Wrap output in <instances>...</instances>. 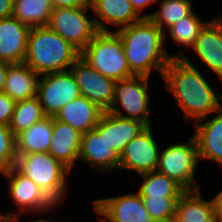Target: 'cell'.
Instances as JSON below:
<instances>
[{"label":"cell","instance_id":"cell-19","mask_svg":"<svg viewBox=\"0 0 222 222\" xmlns=\"http://www.w3.org/2000/svg\"><path fill=\"white\" fill-rule=\"evenodd\" d=\"M90 6L99 16L93 18L98 31H112L103 21L120 29L143 19L136 13L129 0H91Z\"/></svg>","mask_w":222,"mask_h":222},{"label":"cell","instance_id":"cell-6","mask_svg":"<svg viewBox=\"0 0 222 222\" xmlns=\"http://www.w3.org/2000/svg\"><path fill=\"white\" fill-rule=\"evenodd\" d=\"M160 151L156 167L158 172L174 180L185 191L200 189L194 179L199 159L198 145L194 136L189 138L188 143L168 145Z\"/></svg>","mask_w":222,"mask_h":222},{"label":"cell","instance_id":"cell-17","mask_svg":"<svg viewBox=\"0 0 222 222\" xmlns=\"http://www.w3.org/2000/svg\"><path fill=\"white\" fill-rule=\"evenodd\" d=\"M192 49L210 70L222 79V15L218 14L201 30Z\"/></svg>","mask_w":222,"mask_h":222},{"label":"cell","instance_id":"cell-31","mask_svg":"<svg viewBox=\"0 0 222 222\" xmlns=\"http://www.w3.org/2000/svg\"><path fill=\"white\" fill-rule=\"evenodd\" d=\"M16 157V136L9 126L0 124V172L13 167Z\"/></svg>","mask_w":222,"mask_h":222},{"label":"cell","instance_id":"cell-10","mask_svg":"<svg viewBox=\"0 0 222 222\" xmlns=\"http://www.w3.org/2000/svg\"><path fill=\"white\" fill-rule=\"evenodd\" d=\"M0 173L9 181V194L14 203L19 205V213L13 215L12 212H8L7 215H3L4 218H21L19 216L28 210L40 213V211L46 212L53 207L56 208L38 185L14 166Z\"/></svg>","mask_w":222,"mask_h":222},{"label":"cell","instance_id":"cell-33","mask_svg":"<svg viewBox=\"0 0 222 222\" xmlns=\"http://www.w3.org/2000/svg\"><path fill=\"white\" fill-rule=\"evenodd\" d=\"M54 8H81L91 5V0H51Z\"/></svg>","mask_w":222,"mask_h":222},{"label":"cell","instance_id":"cell-29","mask_svg":"<svg viewBox=\"0 0 222 222\" xmlns=\"http://www.w3.org/2000/svg\"><path fill=\"white\" fill-rule=\"evenodd\" d=\"M209 21H202L194 11L167 28L174 43L192 48L201 30Z\"/></svg>","mask_w":222,"mask_h":222},{"label":"cell","instance_id":"cell-34","mask_svg":"<svg viewBox=\"0 0 222 222\" xmlns=\"http://www.w3.org/2000/svg\"><path fill=\"white\" fill-rule=\"evenodd\" d=\"M13 0H0V19L12 17Z\"/></svg>","mask_w":222,"mask_h":222},{"label":"cell","instance_id":"cell-9","mask_svg":"<svg viewBox=\"0 0 222 222\" xmlns=\"http://www.w3.org/2000/svg\"><path fill=\"white\" fill-rule=\"evenodd\" d=\"M79 96V87L70 70L48 73L38 80L37 98L48 117H55L67 103Z\"/></svg>","mask_w":222,"mask_h":222},{"label":"cell","instance_id":"cell-13","mask_svg":"<svg viewBox=\"0 0 222 222\" xmlns=\"http://www.w3.org/2000/svg\"><path fill=\"white\" fill-rule=\"evenodd\" d=\"M150 128L147 127L125 146L120 155L119 169L134 170L140 175L156 170L160 148Z\"/></svg>","mask_w":222,"mask_h":222},{"label":"cell","instance_id":"cell-16","mask_svg":"<svg viewBox=\"0 0 222 222\" xmlns=\"http://www.w3.org/2000/svg\"><path fill=\"white\" fill-rule=\"evenodd\" d=\"M30 30L14 17L0 19V62H24Z\"/></svg>","mask_w":222,"mask_h":222},{"label":"cell","instance_id":"cell-28","mask_svg":"<svg viewBox=\"0 0 222 222\" xmlns=\"http://www.w3.org/2000/svg\"><path fill=\"white\" fill-rule=\"evenodd\" d=\"M45 117V112L37 97L17 101L14 106L9 128L13 134L17 136Z\"/></svg>","mask_w":222,"mask_h":222},{"label":"cell","instance_id":"cell-8","mask_svg":"<svg viewBox=\"0 0 222 222\" xmlns=\"http://www.w3.org/2000/svg\"><path fill=\"white\" fill-rule=\"evenodd\" d=\"M89 8H54L47 26L81 52L98 32Z\"/></svg>","mask_w":222,"mask_h":222},{"label":"cell","instance_id":"cell-18","mask_svg":"<svg viewBox=\"0 0 222 222\" xmlns=\"http://www.w3.org/2000/svg\"><path fill=\"white\" fill-rule=\"evenodd\" d=\"M81 133L53 117V133L48 153L70 171L79 160Z\"/></svg>","mask_w":222,"mask_h":222},{"label":"cell","instance_id":"cell-12","mask_svg":"<svg viewBox=\"0 0 222 222\" xmlns=\"http://www.w3.org/2000/svg\"><path fill=\"white\" fill-rule=\"evenodd\" d=\"M135 193L93 200V208L105 216L104 222H156L144 207L141 196Z\"/></svg>","mask_w":222,"mask_h":222},{"label":"cell","instance_id":"cell-41","mask_svg":"<svg viewBox=\"0 0 222 222\" xmlns=\"http://www.w3.org/2000/svg\"><path fill=\"white\" fill-rule=\"evenodd\" d=\"M221 82H222V79H221ZM221 95V100H222V94H220ZM221 109H222V103H221Z\"/></svg>","mask_w":222,"mask_h":222},{"label":"cell","instance_id":"cell-4","mask_svg":"<svg viewBox=\"0 0 222 222\" xmlns=\"http://www.w3.org/2000/svg\"><path fill=\"white\" fill-rule=\"evenodd\" d=\"M14 167L38 185L55 205L63 202L71 171L49 153L17 155Z\"/></svg>","mask_w":222,"mask_h":222},{"label":"cell","instance_id":"cell-5","mask_svg":"<svg viewBox=\"0 0 222 222\" xmlns=\"http://www.w3.org/2000/svg\"><path fill=\"white\" fill-rule=\"evenodd\" d=\"M80 56L99 73L115 81L134 76L128 67L121 37L116 31H98Z\"/></svg>","mask_w":222,"mask_h":222},{"label":"cell","instance_id":"cell-14","mask_svg":"<svg viewBox=\"0 0 222 222\" xmlns=\"http://www.w3.org/2000/svg\"><path fill=\"white\" fill-rule=\"evenodd\" d=\"M146 128L147 126L141 121L104 112L94 130L97 133H105V141L109 148L121 155L125 146Z\"/></svg>","mask_w":222,"mask_h":222},{"label":"cell","instance_id":"cell-15","mask_svg":"<svg viewBox=\"0 0 222 222\" xmlns=\"http://www.w3.org/2000/svg\"><path fill=\"white\" fill-rule=\"evenodd\" d=\"M79 159L93 169L96 166L101 173H110L120 166V154L109 148L105 133H97L94 129L81 135Z\"/></svg>","mask_w":222,"mask_h":222},{"label":"cell","instance_id":"cell-25","mask_svg":"<svg viewBox=\"0 0 222 222\" xmlns=\"http://www.w3.org/2000/svg\"><path fill=\"white\" fill-rule=\"evenodd\" d=\"M54 7L51 0H13L12 17L27 26H47Z\"/></svg>","mask_w":222,"mask_h":222},{"label":"cell","instance_id":"cell-2","mask_svg":"<svg viewBox=\"0 0 222 222\" xmlns=\"http://www.w3.org/2000/svg\"><path fill=\"white\" fill-rule=\"evenodd\" d=\"M122 40L126 61L134 75L150 76L152 69L162 75L175 55L165 50L166 32L150 19L122 27L116 31Z\"/></svg>","mask_w":222,"mask_h":222},{"label":"cell","instance_id":"cell-7","mask_svg":"<svg viewBox=\"0 0 222 222\" xmlns=\"http://www.w3.org/2000/svg\"><path fill=\"white\" fill-rule=\"evenodd\" d=\"M148 79L149 76L134 75L127 79L116 80L114 98L107 112L119 117L141 121L150 127L152 120L148 108L150 99ZM119 103L128 115H124L121 110L115 107Z\"/></svg>","mask_w":222,"mask_h":222},{"label":"cell","instance_id":"cell-20","mask_svg":"<svg viewBox=\"0 0 222 222\" xmlns=\"http://www.w3.org/2000/svg\"><path fill=\"white\" fill-rule=\"evenodd\" d=\"M103 113L94 102L80 95L67 103L54 118L85 134L97 126Z\"/></svg>","mask_w":222,"mask_h":222},{"label":"cell","instance_id":"cell-35","mask_svg":"<svg viewBox=\"0 0 222 222\" xmlns=\"http://www.w3.org/2000/svg\"><path fill=\"white\" fill-rule=\"evenodd\" d=\"M216 222H222V191H220L213 199Z\"/></svg>","mask_w":222,"mask_h":222},{"label":"cell","instance_id":"cell-21","mask_svg":"<svg viewBox=\"0 0 222 222\" xmlns=\"http://www.w3.org/2000/svg\"><path fill=\"white\" fill-rule=\"evenodd\" d=\"M217 114L211 120L203 118L195 122L193 136L197 141L199 159H211L222 166V109Z\"/></svg>","mask_w":222,"mask_h":222},{"label":"cell","instance_id":"cell-3","mask_svg":"<svg viewBox=\"0 0 222 222\" xmlns=\"http://www.w3.org/2000/svg\"><path fill=\"white\" fill-rule=\"evenodd\" d=\"M80 51L48 26L32 27L24 62L39 76L67 71Z\"/></svg>","mask_w":222,"mask_h":222},{"label":"cell","instance_id":"cell-37","mask_svg":"<svg viewBox=\"0 0 222 222\" xmlns=\"http://www.w3.org/2000/svg\"><path fill=\"white\" fill-rule=\"evenodd\" d=\"M10 63L0 62V93L3 92L5 85V77Z\"/></svg>","mask_w":222,"mask_h":222},{"label":"cell","instance_id":"cell-22","mask_svg":"<svg viewBox=\"0 0 222 222\" xmlns=\"http://www.w3.org/2000/svg\"><path fill=\"white\" fill-rule=\"evenodd\" d=\"M38 77L25 62L9 64L3 92L15 102L35 98Z\"/></svg>","mask_w":222,"mask_h":222},{"label":"cell","instance_id":"cell-30","mask_svg":"<svg viewBox=\"0 0 222 222\" xmlns=\"http://www.w3.org/2000/svg\"><path fill=\"white\" fill-rule=\"evenodd\" d=\"M144 207L156 222H173L180 197H141Z\"/></svg>","mask_w":222,"mask_h":222},{"label":"cell","instance_id":"cell-26","mask_svg":"<svg viewBox=\"0 0 222 222\" xmlns=\"http://www.w3.org/2000/svg\"><path fill=\"white\" fill-rule=\"evenodd\" d=\"M141 176L143 182L137 191L141 197H180L185 192L178 183L157 170Z\"/></svg>","mask_w":222,"mask_h":222},{"label":"cell","instance_id":"cell-1","mask_svg":"<svg viewBox=\"0 0 222 222\" xmlns=\"http://www.w3.org/2000/svg\"><path fill=\"white\" fill-rule=\"evenodd\" d=\"M166 89L172 93L184 113V119L197 122L221 109L217 89L213 90L202 73L180 51L163 70Z\"/></svg>","mask_w":222,"mask_h":222},{"label":"cell","instance_id":"cell-27","mask_svg":"<svg viewBox=\"0 0 222 222\" xmlns=\"http://www.w3.org/2000/svg\"><path fill=\"white\" fill-rule=\"evenodd\" d=\"M159 7L160 9L152 14L145 12L142 18L150 19L162 31L193 12L190 0H161Z\"/></svg>","mask_w":222,"mask_h":222},{"label":"cell","instance_id":"cell-32","mask_svg":"<svg viewBox=\"0 0 222 222\" xmlns=\"http://www.w3.org/2000/svg\"><path fill=\"white\" fill-rule=\"evenodd\" d=\"M15 101L6 93H0V124L9 126L14 112Z\"/></svg>","mask_w":222,"mask_h":222},{"label":"cell","instance_id":"cell-38","mask_svg":"<svg viewBox=\"0 0 222 222\" xmlns=\"http://www.w3.org/2000/svg\"><path fill=\"white\" fill-rule=\"evenodd\" d=\"M0 222H20V219L19 218H3Z\"/></svg>","mask_w":222,"mask_h":222},{"label":"cell","instance_id":"cell-11","mask_svg":"<svg viewBox=\"0 0 222 222\" xmlns=\"http://www.w3.org/2000/svg\"><path fill=\"white\" fill-rule=\"evenodd\" d=\"M69 70L79 87L80 95L107 112L114 98L115 80L99 73L81 56Z\"/></svg>","mask_w":222,"mask_h":222},{"label":"cell","instance_id":"cell-36","mask_svg":"<svg viewBox=\"0 0 222 222\" xmlns=\"http://www.w3.org/2000/svg\"><path fill=\"white\" fill-rule=\"evenodd\" d=\"M129 1L139 16L140 13H142V11L145 9V7H148L152 3L154 4L158 2V0H129Z\"/></svg>","mask_w":222,"mask_h":222},{"label":"cell","instance_id":"cell-24","mask_svg":"<svg viewBox=\"0 0 222 222\" xmlns=\"http://www.w3.org/2000/svg\"><path fill=\"white\" fill-rule=\"evenodd\" d=\"M53 133V117L46 116L16 136L17 155L48 153Z\"/></svg>","mask_w":222,"mask_h":222},{"label":"cell","instance_id":"cell-40","mask_svg":"<svg viewBox=\"0 0 222 222\" xmlns=\"http://www.w3.org/2000/svg\"><path fill=\"white\" fill-rule=\"evenodd\" d=\"M3 215H4V214H1V213H0V221L4 218Z\"/></svg>","mask_w":222,"mask_h":222},{"label":"cell","instance_id":"cell-23","mask_svg":"<svg viewBox=\"0 0 222 222\" xmlns=\"http://www.w3.org/2000/svg\"><path fill=\"white\" fill-rule=\"evenodd\" d=\"M200 195V189L185 191L177 202L173 222H216L213 201Z\"/></svg>","mask_w":222,"mask_h":222},{"label":"cell","instance_id":"cell-39","mask_svg":"<svg viewBox=\"0 0 222 222\" xmlns=\"http://www.w3.org/2000/svg\"><path fill=\"white\" fill-rule=\"evenodd\" d=\"M49 219H50V221H49ZM49 219L48 220L47 219H37V220H33V222H53L51 220V217Z\"/></svg>","mask_w":222,"mask_h":222}]
</instances>
